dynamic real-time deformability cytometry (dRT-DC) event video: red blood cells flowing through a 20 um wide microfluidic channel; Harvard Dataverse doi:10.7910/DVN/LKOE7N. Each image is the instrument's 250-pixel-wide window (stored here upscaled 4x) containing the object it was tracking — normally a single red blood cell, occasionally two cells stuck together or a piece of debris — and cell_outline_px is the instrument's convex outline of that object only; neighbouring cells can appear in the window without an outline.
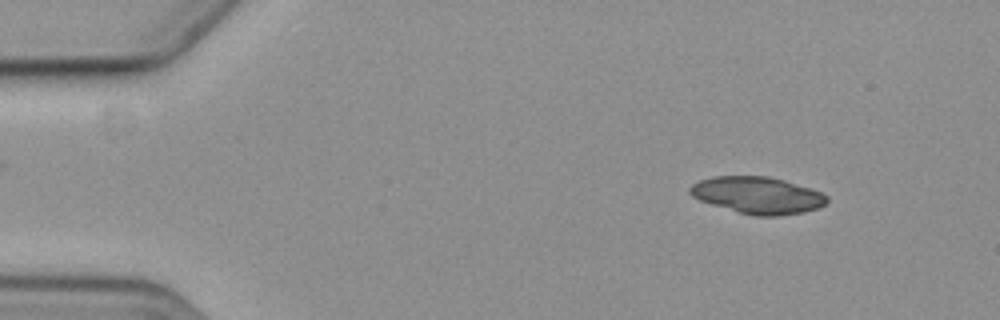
{"species": "common noctule bat (a hibernating species)", "species_latin": "Nyctalus noctula", "temperature_condition": "cold", "stored_images_in_passage": 5, "segment_of_instrument_passage": [1, 2], "camera_frame_rate_fps": 3000, "um_per_image_px": 0.085, "animal": {"sex": "female", "body_mass_g": 19.3, "forearm_length_mm": 54.1}, "frame": {"image": 1, "passage_image": 2, "time_ms": 1.333, "image_size_px": [1000, 320], "cell_outline_px": [[828, 200], [824, 204], [816, 208], [804, 212], [780, 216], [752, 216], [712, 204], [700, 200], [692, 196], [688, 192], [688, 188], [692, 184], [700, 180], [712, 176], [768, 176], [784, 180], [812, 188], [828, 196]], "centroid_in_image_um": [64.39, 16.59], "position_along_channel_um": 20.6, "area_um2": 29.48}}